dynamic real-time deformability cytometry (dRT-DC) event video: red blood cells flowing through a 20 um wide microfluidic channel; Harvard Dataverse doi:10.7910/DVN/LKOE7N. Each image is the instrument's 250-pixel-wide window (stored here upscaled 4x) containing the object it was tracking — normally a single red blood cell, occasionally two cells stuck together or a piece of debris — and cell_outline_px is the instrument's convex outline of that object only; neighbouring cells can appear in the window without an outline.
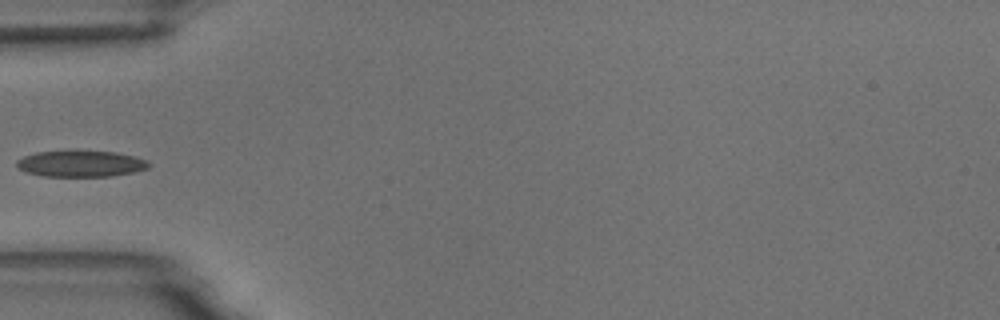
{"species": "common noctule bat (a hibernating species)", "species_latin": "Nyctalus noctula", "temperature_condition": "room temperature", "stored_images_in_passage": 5, "camera_frame_rate_fps": 3000, "um_per_image_px": 0.085, "animal": {"sex": "male", "body_mass_g": 18.8}, "frame": {"image": 1, "passage_image": 5, "time_ms": 4.333, "image_size_px": [1000, 320], "cell_outline_px": [[152, 164], [148, 168], [132, 172], [112, 176], [44, 176], [24, 172], [16, 164], [16, 160], [24, 156], [36, 152], [68, 148], [116, 152], [136, 156], [148, 160]], "centroid_in_image_um": [6.87, 13.86], "position_along_channel_um": 78.1, "area_um2": 21.1}}